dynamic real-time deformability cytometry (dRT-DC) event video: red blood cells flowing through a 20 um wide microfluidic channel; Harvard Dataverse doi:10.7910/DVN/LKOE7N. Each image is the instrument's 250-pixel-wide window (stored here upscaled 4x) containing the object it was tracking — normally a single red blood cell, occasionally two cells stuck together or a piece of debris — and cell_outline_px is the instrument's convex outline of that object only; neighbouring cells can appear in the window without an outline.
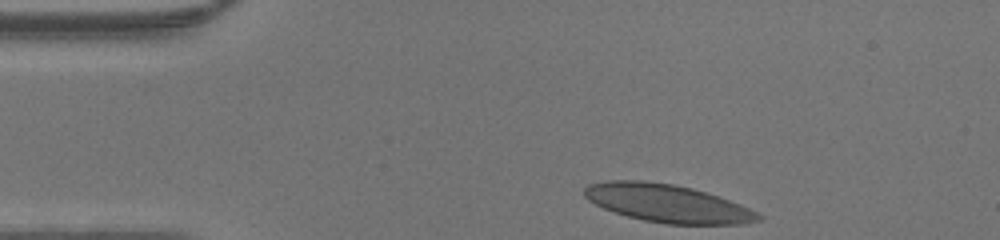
{"species": "human", "species_latin": "Homo sapiens", "temperature_condition": "warm", "stored_images_in_passage": 31, "camera_frame_rate_fps": 3000, "um_per_image_px": 0.085, "donor": {"sex": "male"}, "frame": {"image": 1, "passage_image": 1, "time_ms": 0.0, "image_size_px": [1000, 240], "cell_outline_px": [[764, 216], [760, 220], [740, 224], [668, 224], [644, 220], [628, 216], [604, 208], [588, 200], [584, 196], [584, 188], [588, 184], [608, 180], [640, 180], [672, 184], [692, 188], [740, 204]], "centroid_in_image_um": [56.71, 17.28], "position_along_channel_um": 28.3, "area_um2": 38.03}}
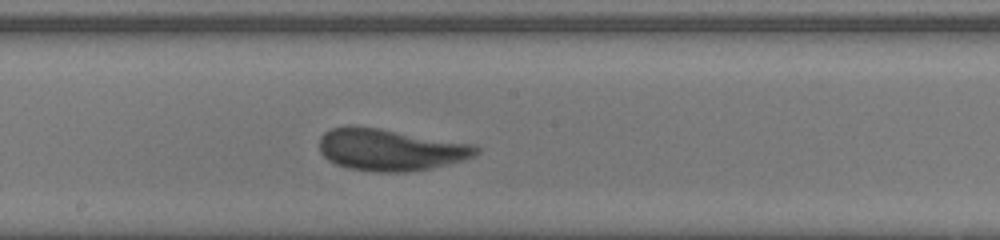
{"frame": {"image": 2, "passage_image": 18, "time_ms": 5.667, "image_size_px": [1000, 240], "cell_outline_px": [[480, 152], [464, 160], [432, 168], [408, 172], [376, 172], [348, 168], [336, 164], [328, 160], [320, 152], [320, 136], [324, 132], [332, 128], [348, 124], [352, 124], [380, 128], [472, 144], [480, 148]], "centroid_in_image_um": [33.14, 12.71], "position_along_channel_um": 215.1, "area_um2": 38.49}}
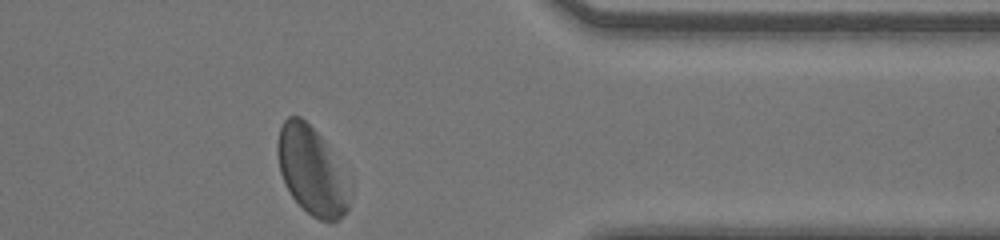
{"frame": {"image": 3, "passage_image": 31, "time_ms": 10.0, "image_size_px": [1000, 240], "cell_outline_px": [[352, 192], [348, 208], [340, 220], [332, 224], [320, 220], [312, 216], [292, 196], [280, 172], [276, 152], [276, 144], [280, 128], [284, 120], [288, 116], [300, 116], [320, 136], [352, 176]], "centroid_in_image_um": [26.59, 14.55], "position_along_channel_um": 384.8, "area_um2": 37.97}}